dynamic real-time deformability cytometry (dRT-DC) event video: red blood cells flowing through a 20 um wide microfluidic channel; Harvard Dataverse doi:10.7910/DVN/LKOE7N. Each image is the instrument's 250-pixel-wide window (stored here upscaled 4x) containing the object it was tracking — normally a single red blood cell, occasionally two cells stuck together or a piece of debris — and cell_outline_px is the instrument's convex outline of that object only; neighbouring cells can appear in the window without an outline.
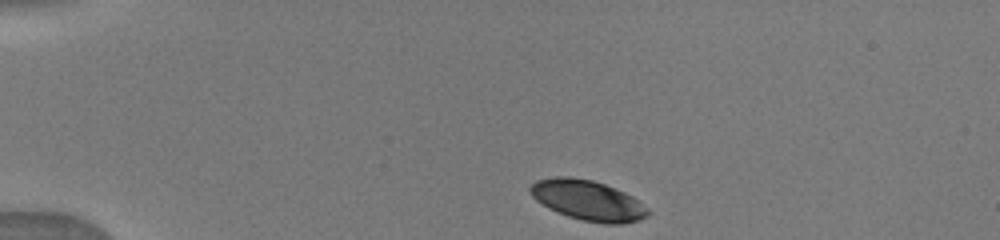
{"species": "human", "species_latin": "Homo sapiens", "temperature_condition": "warm", "stored_images_in_passage": 25, "camera_frame_rate_fps": 3000, "um_per_image_px": 0.085, "donor": {"sex": "male"}, "frame": {"image": 1, "passage_image": 1, "time_ms": 0.0, "image_size_px": [1000, 240], "cell_outline_px": [[652, 212], [648, 216], [640, 220], [620, 224], [604, 224], [580, 220], [556, 212], [548, 208], [536, 200], [528, 192], [528, 188], [536, 180], [556, 176], [568, 176], [592, 180], [604, 184], [624, 192], [632, 196], [648, 208]], "centroid_in_image_um": [49.96, 17.04], "position_along_channel_um": 35.0, "area_um2": 27.8}}
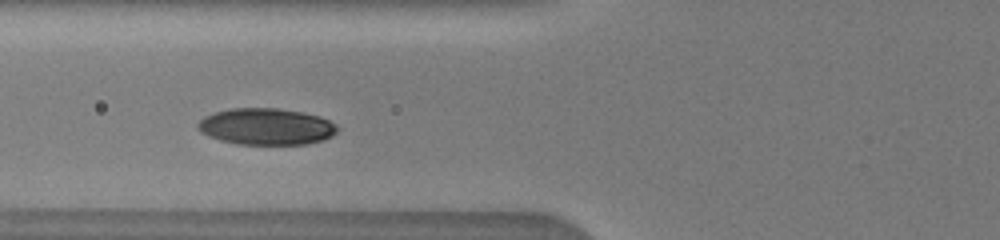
{"frame": {"image": 2, "passage_image": 7, "time_ms": 3.333, "image_size_px": [1000, 240], "cell_outline_px": [[340, 128], [332, 136], [324, 140], [308, 144], [236, 144], [220, 140], [208, 136], [200, 132], [196, 128], [196, 124], [204, 116], [216, 112], [232, 108], [276, 108], [300, 112], [320, 116], [336, 124]], "centroid_in_image_um": [22.63, 10.76], "position_along_channel_um": 103.2, "area_um2": 29.88}}
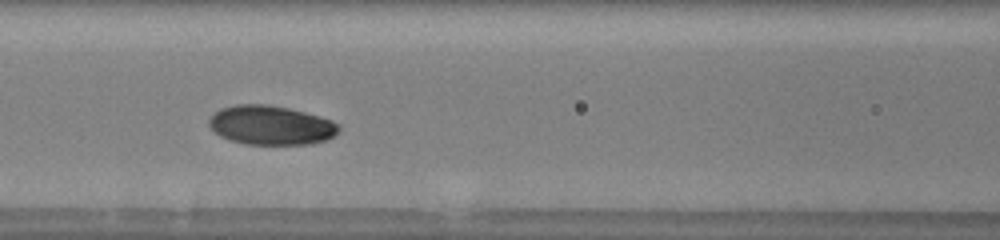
{"frame": {"image": 3, "passage_image": 9, "time_ms": 4.333, "image_size_px": [1000, 240], "cell_outline_px": [[340, 132], [324, 140], [312, 144], [244, 144], [220, 136], [212, 132], [208, 124], [208, 120], [220, 108], [236, 104], [268, 104], [288, 108], [320, 116], [332, 120], [340, 124]], "centroid_in_image_um": [23.02, 10.64], "position_along_channel_um": 143.6, "area_um2": 29.82}}